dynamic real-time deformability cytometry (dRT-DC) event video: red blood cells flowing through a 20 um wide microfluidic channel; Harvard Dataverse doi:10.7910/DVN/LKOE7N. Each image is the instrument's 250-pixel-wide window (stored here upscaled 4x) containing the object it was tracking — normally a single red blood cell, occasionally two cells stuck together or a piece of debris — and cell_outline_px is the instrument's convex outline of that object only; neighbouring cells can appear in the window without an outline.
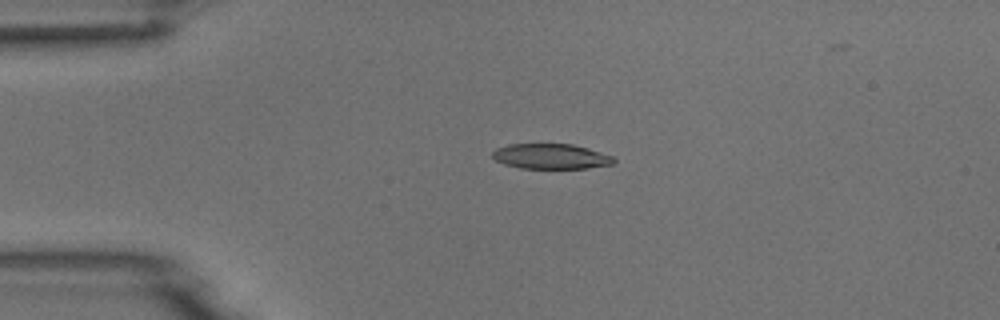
{"species": "common noctule bat (a hibernating species)", "species_latin": "Nyctalus noctula", "temperature_condition": "room temperature", "stored_images_in_passage": 5, "camera_frame_rate_fps": 3000, "um_per_image_px": 0.085, "animal": {"sex": "male", "body_mass_g": 18.8}, "frame": {"image": 1, "passage_image": 3, "time_ms": 3.0, "image_size_px": [1000, 320], "cell_outline_px": [[616, 160], [612, 164], [588, 168], [520, 168], [504, 164], [496, 160], [492, 156], [492, 152], [496, 148], [508, 144], [572, 144], [588, 148], [612, 156]], "centroid_in_image_um": [46.81, 13.29], "position_along_channel_um": 38.2, "area_um2": 17.74}}